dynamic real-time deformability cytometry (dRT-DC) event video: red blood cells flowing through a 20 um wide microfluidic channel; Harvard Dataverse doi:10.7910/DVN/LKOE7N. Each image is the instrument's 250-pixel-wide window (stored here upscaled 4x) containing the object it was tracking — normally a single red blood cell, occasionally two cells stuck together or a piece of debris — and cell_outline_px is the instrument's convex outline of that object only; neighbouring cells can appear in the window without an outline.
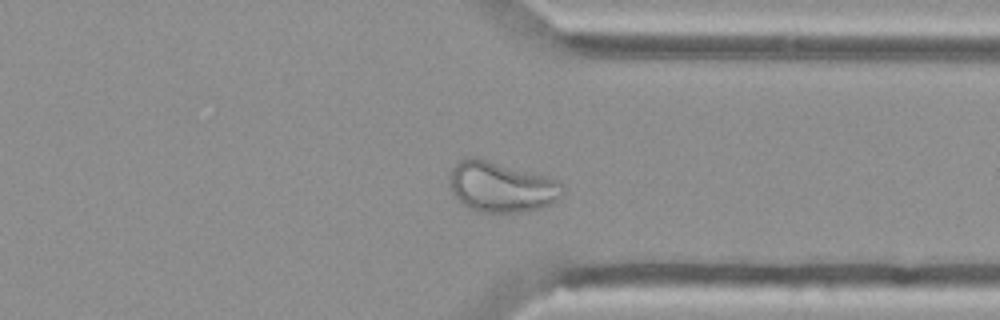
{"species": "Egyptian fruit bat (a non-hibernating species)", "species_latin": "Rousettus aegyptiacus", "temperature_condition": "cold", "stored_images_in_passage": 45, "camera_frame_rate_fps": 3000, "um_per_image_px": 0.085, "animal": {"sex": "female"}, "frame": {"image": 1, "passage_image": 32, "time_ms": 10.333, "image_size_px": [1000, 320], "cell_outline_px": [[564, 196], [552, 204], [540, 208], [520, 212], [480, 212], [468, 208], [452, 192], [448, 184], [452, 168], [460, 160], [468, 156], [472, 156], [544, 176], [556, 180], [564, 184]], "centroid_in_image_um": [42.62, 15.9], "position_along_channel_um": 368.8, "area_um2": 33.06}}
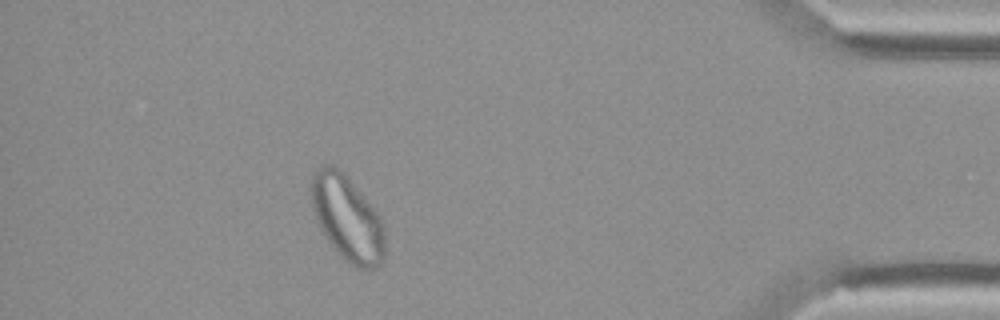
{"frame": {"image": 2, "passage_image": 39, "time_ms": 12.667, "image_size_px": [1000, 320], "cell_outline_px": [[384, 260], [376, 268], [356, 268], [340, 256], [336, 252], [324, 236], [316, 220], [312, 208], [312, 176], [316, 168], [328, 164], [332, 164], [344, 172], [348, 176], [380, 216], [384, 224]], "centroid_in_image_um": [29.52, 18.55], "position_along_channel_um": 405.7, "area_um2": 36.76}}